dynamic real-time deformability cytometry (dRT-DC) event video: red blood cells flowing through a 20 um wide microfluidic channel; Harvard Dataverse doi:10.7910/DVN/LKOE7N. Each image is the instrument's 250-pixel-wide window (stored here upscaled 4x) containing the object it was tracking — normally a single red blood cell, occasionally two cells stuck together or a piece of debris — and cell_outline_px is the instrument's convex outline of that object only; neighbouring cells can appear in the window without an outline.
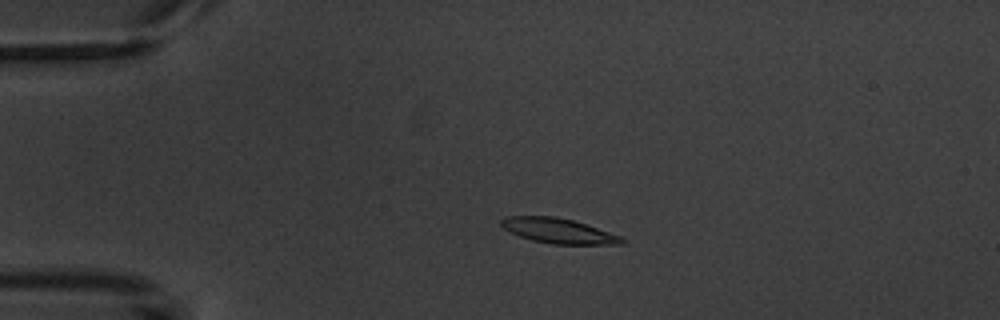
{"species": "common noctule bat (a hibernating species)", "species_latin": "Nyctalus noctula", "temperature_condition": "warm", "stored_images_in_passage": 5, "camera_frame_rate_fps": 3000, "um_per_image_px": 0.085, "animal": {"sex": "male", "body_mass_g": 20.1, "forearm_length_mm": 53.5}, "frame": {"image": 1, "passage_image": 4, "time_ms": 3.667, "image_size_px": [1000, 320], "cell_outline_px": [[624, 244], [552, 244], [532, 240], [520, 236], [504, 228], [500, 224], [500, 220], [504, 216], [556, 216], [572, 220], [620, 236], [624, 240]], "centroid_in_image_um": [47.42, 19.61], "position_along_channel_um": 37.6, "area_um2": 17.28}}